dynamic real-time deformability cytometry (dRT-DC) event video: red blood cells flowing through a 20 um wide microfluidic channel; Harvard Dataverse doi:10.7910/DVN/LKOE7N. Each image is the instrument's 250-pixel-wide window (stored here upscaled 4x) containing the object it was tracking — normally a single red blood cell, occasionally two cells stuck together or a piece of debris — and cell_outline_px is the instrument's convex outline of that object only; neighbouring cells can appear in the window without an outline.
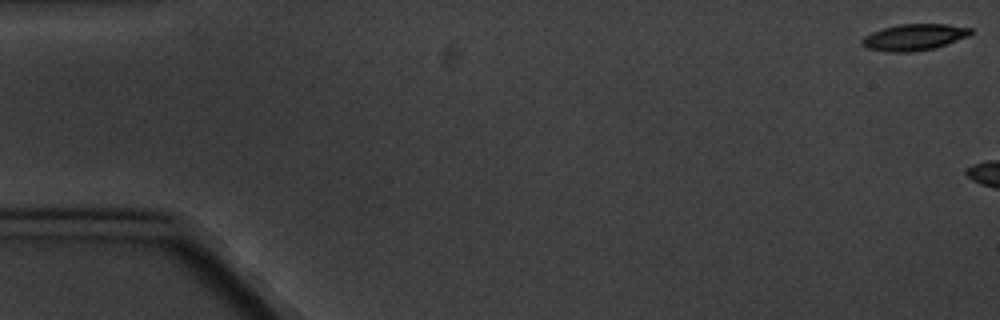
{"species": "common noctule bat (a hibernating species)", "species_latin": "Nyctalus noctula", "temperature_condition": "cold", "stored_images_in_passage": 3, "camera_frame_rate_fps": 3000, "um_per_image_px": 0.085, "animal": {"sex": "male", "body_mass_g": 20.1, "forearm_length_mm": 53.5}, "frame": {"image": 1, "passage_image": 1, "time_ms": 0.0, "image_size_px": [1000, 320], "cell_outline_px": [[972, 32], [968, 36], [936, 48], [912, 52], [884, 52], [868, 48], [860, 44], [860, 40], [864, 36], [872, 32], [884, 28], [900, 24], [948, 24], [972, 28]], "centroid_in_image_um": [77.68, 3.17], "position_along_channel_um": 7.3, "area_um2": 16.82}}